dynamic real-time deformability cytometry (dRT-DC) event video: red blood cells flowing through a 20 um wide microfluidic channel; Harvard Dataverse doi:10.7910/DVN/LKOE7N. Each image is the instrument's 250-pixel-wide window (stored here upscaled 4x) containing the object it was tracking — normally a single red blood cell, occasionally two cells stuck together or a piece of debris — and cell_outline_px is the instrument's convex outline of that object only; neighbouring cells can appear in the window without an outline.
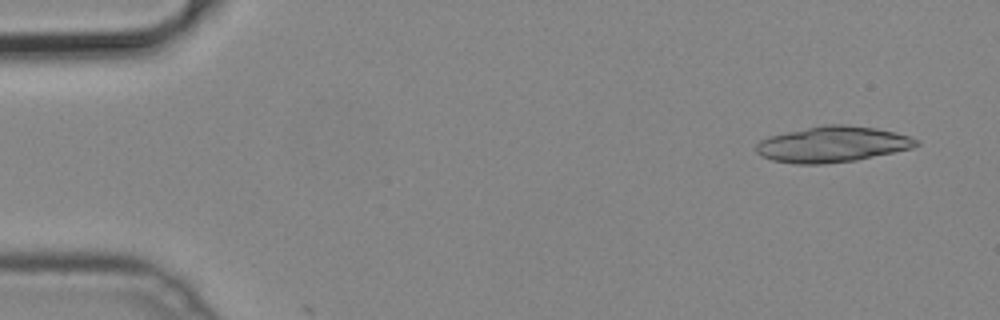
{"species": "common noctule bat (a hibernating species)", "species_latin": "Nyctalus noctula", "temperature_condition": "cold", "stored_images_in_passage": 2, "camera_frame_rate_fps": 3000, "um_per_image_px": 0.085, "animal": {"sex": "male", "body_mass_g": 19.2, "forearm_length_mm": 51.8}, "frame": {"image": 1, "passage_image": 1, "time_ms": 0.0, "image_size_px": [1000, 320], "cell_outline_px": [[920, 144], [912, 148], [856, 160], [824, 164], [796, 164], [772, 160], [760, 156], [756, 152], [756, 144], [760, 140], [768, 136], [824, 124], [844, 124], [876, 128], [896, 132], [920, 140]], "centroid_in_image_um": [70.75, 12.26], "position_along_channel_um": 14.3, "area_um2": 33.52}}